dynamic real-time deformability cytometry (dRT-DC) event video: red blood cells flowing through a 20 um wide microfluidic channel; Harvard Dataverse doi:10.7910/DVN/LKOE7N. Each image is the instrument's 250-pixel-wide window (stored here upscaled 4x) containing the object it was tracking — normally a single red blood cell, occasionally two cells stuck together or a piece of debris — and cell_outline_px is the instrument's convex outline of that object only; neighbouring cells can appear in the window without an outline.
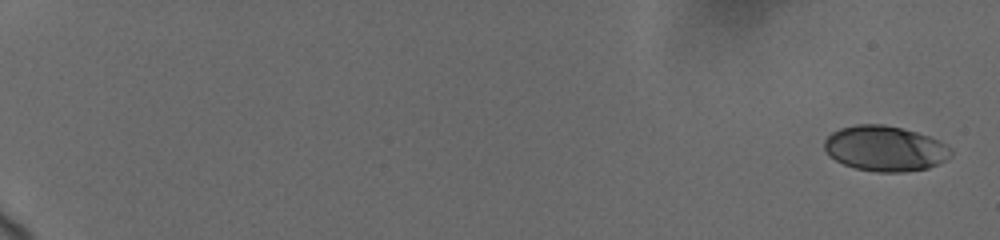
{"species": "human", "species_latin": "Homo sapiens", "temperature_condition": "cold", "stored_images_in_passage": 42, "camera_frame_rate_fps": 3000, "um_per_image_px": 0.085, "donor": {"sex": "female"}, "frame": {"image": 1, "passage_image": 1, "time_ms": 0.0, "image_size_px": [1000, 240], "cell_outline_px": [[952, 156], [928, 168], [904, 172], [876, 172], [856, 168], [844, 164], [828, 156], [824, 148], [824, 140], [832, 132], [840, 128], [856, 124], [884, 124], [916, 132], [940, 140], [952, 148]], "centroid_in_image_um": [75.22, 12.62], "position_along_channel_um": 9.8, "area_um2": 33.52}}
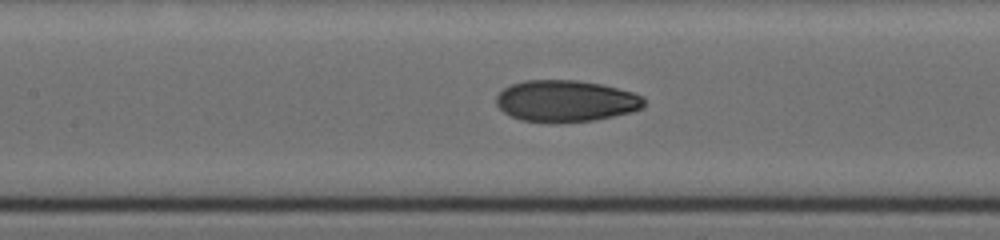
{"frame": {"image": 2, "passage_image": 23, "time_ms": 10.0, "image_size_px": [1000, 240], "cell_outline_px": [[644, 108], [632, 112], [592, 120], [556, 124], [548, 124], [520, 120], [504, 112], [496, 104], [496, 96], [504, 88], [512, 84], [524, 80], [576, 80], [600, 84], [632, 92], [644, 96]], "centroid_in_image_um": [48.08, 8.6], "position_along_channel_um": 159.3, "area_um2": 36.13}}
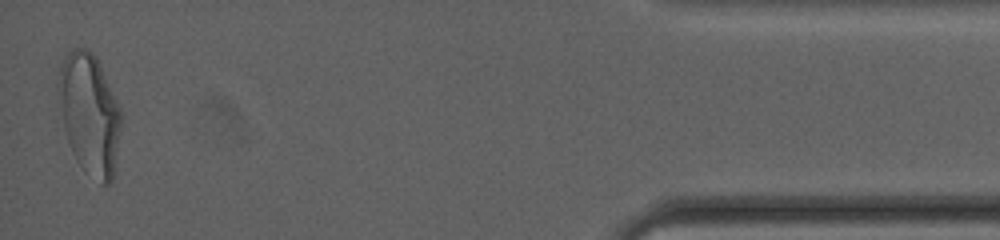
{"frame": {"image": 3, "passage_image": 42, "time_ms": 19.0, "image_size_px": [1000, 240], "cell_outline_px": [[120, 128], [112, 180], [108, 184], [100, 184], [76, 160], [68, 144], [64, 128], [56, 92], [56, 80], [60, 64], [68, 52], [72, 48], [84, 48], [92, 52], [96, 56], [120, 108]], "centroid_in_image_um": [7.55, 9.63], "position_along_channel_um": 427.6, "area_um2": 43.99}, "authors_computed_cell_mechanics": {"area_um2": 34.5066, "velocity_mm_per_s": 3.6937, "shape_relaxation_time_tau1_ms": 6.4813, "shape_relaxation_time_tau2_ms": 1.2528, "deformation_change_tau1": 0.1875, "deformation_change_tau2": 0.0589}}